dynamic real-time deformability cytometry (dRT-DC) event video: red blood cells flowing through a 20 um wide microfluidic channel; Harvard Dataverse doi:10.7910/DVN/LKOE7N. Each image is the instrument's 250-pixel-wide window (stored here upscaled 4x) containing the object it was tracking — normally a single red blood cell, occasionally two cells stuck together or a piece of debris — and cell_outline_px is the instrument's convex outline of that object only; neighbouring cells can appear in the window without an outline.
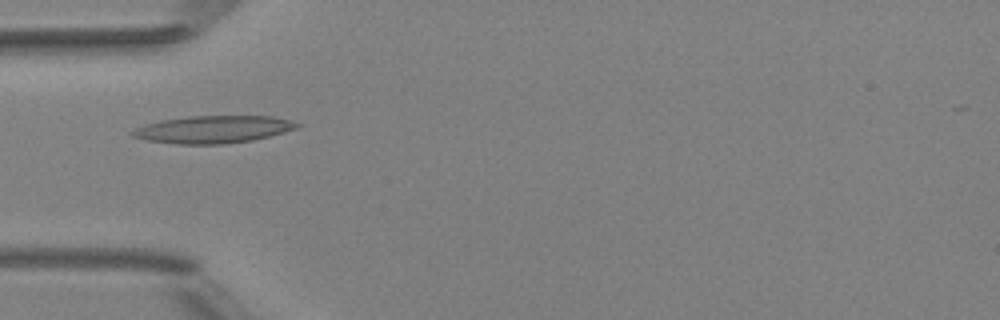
{"species": "Egyptian fruit bat (a non-hibernating species)", "species_latin": "Rousettus aegyptiacus", "temperature_condition": "room temperature", "stored_images_in_passage": 6, "camera_frame_rate_fps": 3000, "um_per_image_px": 0.085, "animal": {"sex": "female"}, "frame": {"image": 1, "passage_image": 5, "time_ms": 4.667, "image_size_px": [1000, 320], "cell_outline_px": [[304, 124], [300, 128], [252, 140], [224, 144], [176, 144], [148, 140], [132, 136], [128, 132], [144, 124], [160, 120], [188, 116], [272, 116]], "centroid_in_image_um": [18.12, 10.99], "position_along_channel_um": 66.9, "area_um2": 26.41}}
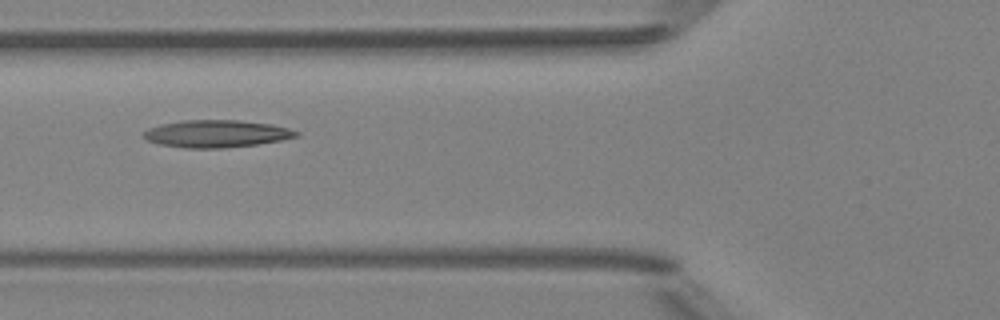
{"frame": {"image": 2, "passage_image": 6, "time_ms": 5.667, "image_size_px": [1000, 320], "cell_outline_px": [[300, 136], [280, 140], [256, 144], [220, 148], [184, 148], [160, 144], [148, 140], [140, 136], [148, 128], [160, 124], [184, 120], [240, 120], [272, 124], [288, 128], [300, 132]], "centroid_in_image_um": [18.39, 11.36], "position_along_channel_um": 107.4, "area_um2": 24.33}}